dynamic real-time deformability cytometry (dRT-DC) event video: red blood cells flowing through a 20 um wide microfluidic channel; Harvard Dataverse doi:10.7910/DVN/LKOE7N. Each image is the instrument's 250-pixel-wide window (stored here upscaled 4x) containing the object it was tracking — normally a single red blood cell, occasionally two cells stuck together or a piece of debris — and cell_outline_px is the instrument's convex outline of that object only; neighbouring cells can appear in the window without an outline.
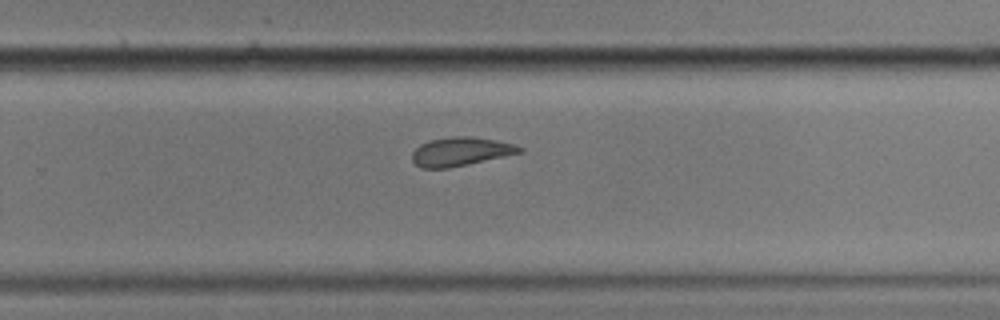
{"species": "common noctule bat (a hibernating species)", "species_latin": "Nyctalus noctula", "temperature_condition": "cold", "stored_images_in_passage": 16, "camera_frame_rate_fps": 3000, "um_per_image_px": 0.085, "animal": {"sex": "male", "body_mass_g": 17.9}, "frame": {"image": 1, "passage_image": 10, "time_ms": 3.0, "image_size_px": [1000, 320], "cell_outline_px": [[524, 152], [468, 164], [448, 168], [420, 168], [412, 160], [412, 152], [420, 144], [432, 140], [452, 136], [472, 136], [516, 144], [524, 148]], "centroid_in_image_um": [39.18, 12.88], "position_along_channel_um": 290.6, "area_um2": 17.98}}